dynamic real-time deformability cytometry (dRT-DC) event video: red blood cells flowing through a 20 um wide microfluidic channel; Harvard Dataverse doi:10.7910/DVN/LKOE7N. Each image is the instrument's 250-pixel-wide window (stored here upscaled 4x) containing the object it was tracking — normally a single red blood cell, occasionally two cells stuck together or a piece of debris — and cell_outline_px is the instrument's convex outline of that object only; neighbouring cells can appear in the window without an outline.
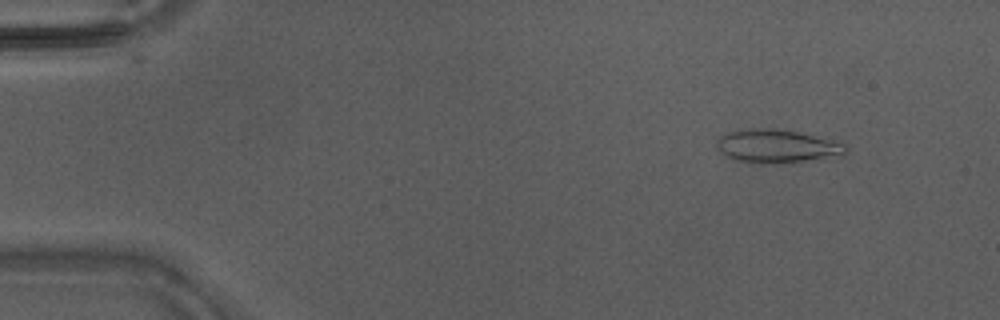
{"species": "Egyptian fruit bat (a non-hibernating species)", "species_latin": "Rousettus aegyptiacus", "temperature_condition": "warm", "stored_images_in_passage": 45, "camera_frame_rate_fps": 3000, "um_per_image_px": 0.085, "animal": {"sex": "male"}, "frame": {"image": 1, "passage_image": 5, "time_ms": 1.333, "image_size_px": [1000, 320], "cell_outline_px": [[844, 152], [804, 160], [732, 160], [720, 152], [716, 148], [716, 144], [728, 132], [752, 128], [772, 128], [796, 132], [844, 144]], "centroid_in_image_um": [65.88, 12.36], "position_along_channel_um": 19.1, "area_um2": 22.77}}
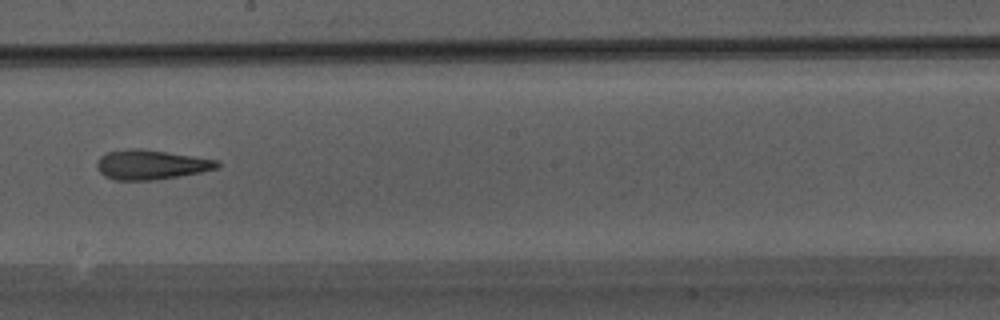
{"frame": {"image": 2, "passage_image": 26, "time_ms": 8.333, "image_size_px": [1000, 320], "cell_outline_px": [[220, 164], [216, 168], [200, 172], [180, 176], [156, 180], [116, 180], [104, 176], [96, 168], [96, 164], [100, 156], [108, 152], [128, 148], [140, 148], [192, 156], [216, 160]], "centroid_in_image_um": [12.78, 14.0], "position_along_channel_um": 235.4, "area_um2": 20.63}}
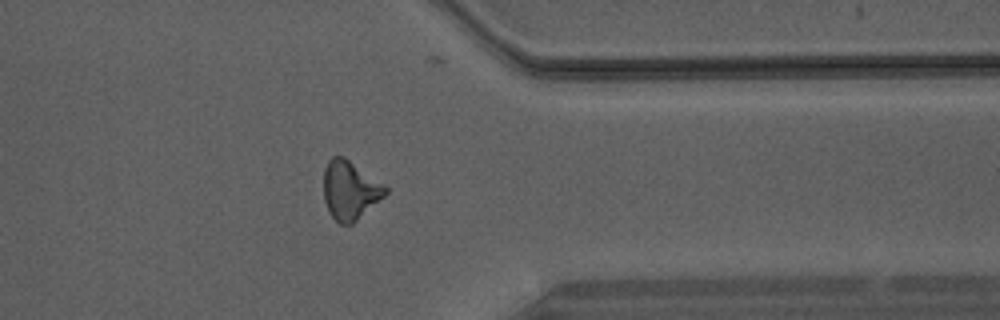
{"frame": {"image": 3, "passage_image": 36, "time_ms": 11.667, "image_size_px": [1000, 320], "cell_outline_px": [[388, 192], [384, 196], [352, 224], [340, 224], [328, 212], [324, 200], [324, 168], [328, 160], [332, 156], [344, 156], [384, 184], [388, 188]], "centroid_in_image_um": [29.73, 16.15], "position_along_channel_um": 381.7, "area_um2": 21.1}}